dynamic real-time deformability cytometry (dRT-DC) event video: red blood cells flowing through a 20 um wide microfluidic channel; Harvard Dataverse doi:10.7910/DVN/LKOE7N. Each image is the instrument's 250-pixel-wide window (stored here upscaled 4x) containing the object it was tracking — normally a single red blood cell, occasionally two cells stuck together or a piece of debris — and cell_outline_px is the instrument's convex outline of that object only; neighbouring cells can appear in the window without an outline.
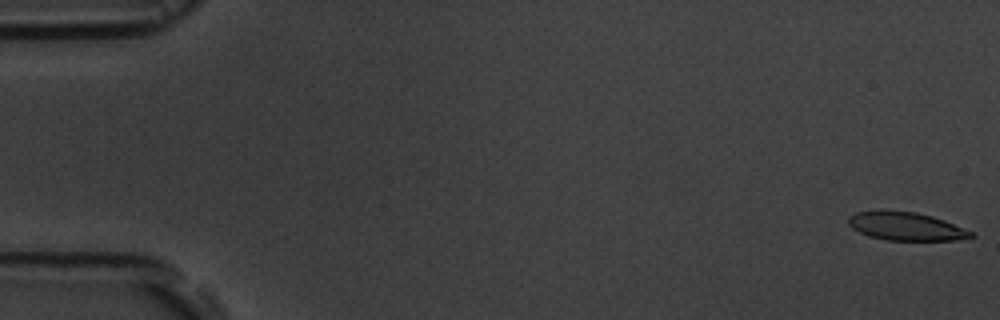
{"species": "common noctule bat (a hibernating species)", "species_latin": "Nyctalus noctula", "temperature_condition": "room temperature", "stored_images_in_passage": 5, "camera_frame_rate_fps": 3000, "um_per_image_px": 0.085, "animal": {"sex": "male", "body_mass_g": 19.5, "forearm_length_mm": 54.6}, "frame": {"image": 1, "passage_image": 1, "time_ms": 0.0, "image_size_px": [1000, 320], "cell_outline_px": [[976, 236], [956, 240], [888, 240], [868, 236], [852, 228], [848, 224], [848, 216], [856, 212], [916, 212], [932, 216], [944, 220], [972, 232]], "centroid_in_image_um": [77.01, 19.26], "position_along_channel_um": 8.0, "area_um2": 19.65}}
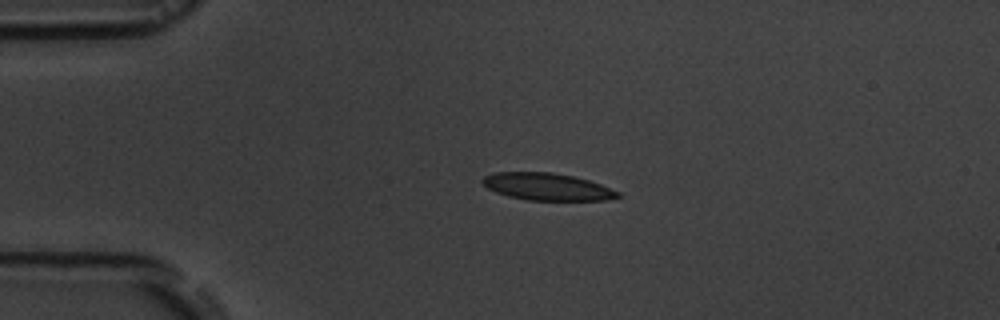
{"frame": {"image": 2, "passage_image": 4, "time_ms": 4.0, "image_size_px": [1000, 320], "cell_outline_px": [[620, 196], [608, 200], [528, 200], [508, 196], [496, 192], [488, 188], [480, 180], [484, 176], [496, 172], [552, 172], [572, 176], [588, 180], [600, 184], [620, 192]], "centroid_in_image_um": [46.5, 15.87], "position_along_channel_um": 38.5, "area_um2": 21.33}}